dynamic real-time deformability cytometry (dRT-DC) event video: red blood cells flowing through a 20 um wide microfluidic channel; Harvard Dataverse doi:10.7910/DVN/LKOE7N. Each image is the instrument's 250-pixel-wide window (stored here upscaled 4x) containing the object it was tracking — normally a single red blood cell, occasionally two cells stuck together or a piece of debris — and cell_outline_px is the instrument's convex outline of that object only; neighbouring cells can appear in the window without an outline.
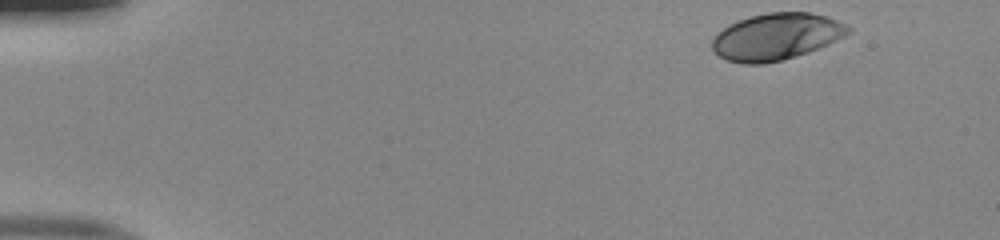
{"species": "human", "species_latin": "Homo sapiens", "temperature_condition": "room temperature", "stored_images_in_passage": 47, "camera_frame_rate_fps": 3000, "um_per_image_px": 0.085, "donor": {"sex": "male"}, "frame": {"image": 1, "passage_image": 1, "time_ms": 0.0, "image_size_px": [1000, 240], "cell_outline_px": [[852, 32], [828, 44], [808, 52], [780, 60], [764, 64], [744, 64], [728, 60], [720, 56], [712, 48], [712, 40], [716, 32], [728, 24], [748, 16], [768, 12], [808, 12], [828, 16], [852, 28]], "centroid_in_image_um": [65.97, 3.1], "position_along_channel_um": 19.0, "area_um2": 37.11}}
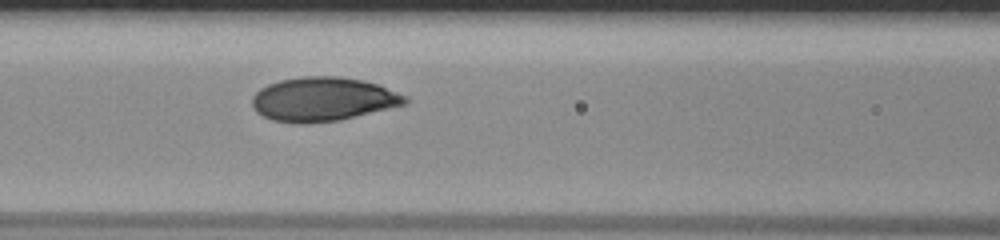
{"frame": {"image": 2, "passage_image": 19, "time_ms": 6.0, "image_size_px": [1000, 240], "cell_outline_px": [[408, 104], [340, 120], [300, 124], [296, 124], [272, 120], [256, 112], [252, 104], [252, 96], [260, 88], [268, 84], [280, 80], [300, 76], [336, 76], [364, 80], [376, 84], [404, 96], [408, 100]], "centroid_in_image_um": [27.41, 8.44], "position_along_channel_um": 139.2, "area_um2": 39.19}}
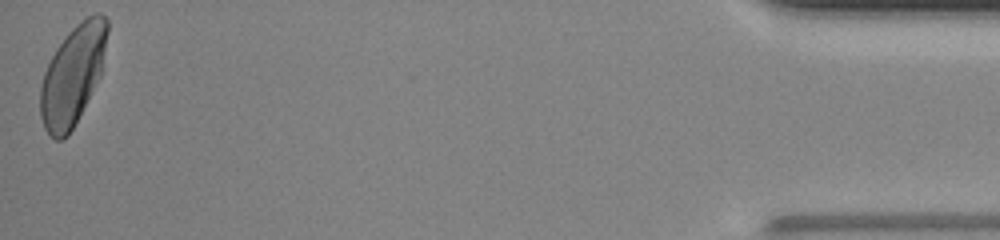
{"frame": {"image": 3, "passage_image": 47, "time_ms": 15.333, "image_size_px": [1000, 240], "cell_outline_px": [[108, 32], [100, 76], [68, 136], [60, 140], [56, 140], [44, 128], [40, 116], [40, 88], [44, 72], [56, 48], [68, 32], [76, 24], [88, 16], [96, 12], [100, 12], [108, 20]], "centroid_in_image_um": [6.18, 6.36], "position_along_channel_um": 429.0, "area_um2": 38.38}, "authors_computed_cell_mechanics": {"area_um2": 38.0324, "velocity_mm_per_s": 4.0029, "shape_relaxation_time_tau1_ms": 2.72, "shape_relaxation_time_tau2_ms": null, "deformation_change_tau1": 0.1553, "deformation_change_tau2": null}}